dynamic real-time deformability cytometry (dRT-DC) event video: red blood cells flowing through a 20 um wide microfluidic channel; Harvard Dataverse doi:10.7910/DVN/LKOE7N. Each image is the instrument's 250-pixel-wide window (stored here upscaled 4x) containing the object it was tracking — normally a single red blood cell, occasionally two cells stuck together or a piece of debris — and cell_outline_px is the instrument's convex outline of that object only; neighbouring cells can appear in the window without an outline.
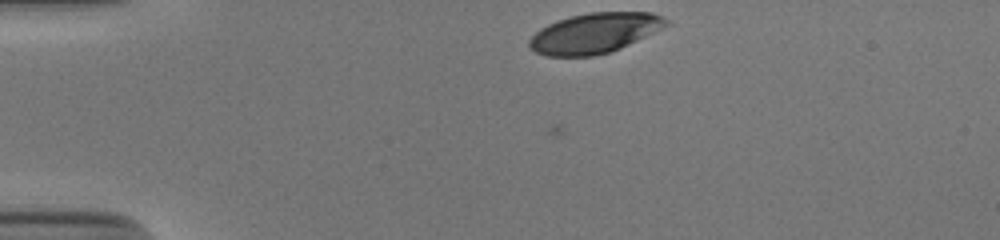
{"species": "human", "species_latin": "Homo sapiens", "temperature_condition": "cold", "stored_images_in_passage": 33, "camera_frame_rate_fps": 3000, "um_per_image_px": 0.085, "donor": {"sex": "male"}, "frame": {"image": 1, "passage_image": 1, "time_ms": 0.0, "image_size_px": [1000, 240], "cell_outline_px": [[672, 24], [664, 28], [612, 52], [592, 56], [544, 56], [528, 48], [528, 40], [540, 28], [556, 20], [588, 12], [652, 12], [668, 20]], "centroid_in_image_um": [50.54, 2.82], "position_along_channel_um": 34.5, "area_um2": 32.31}}
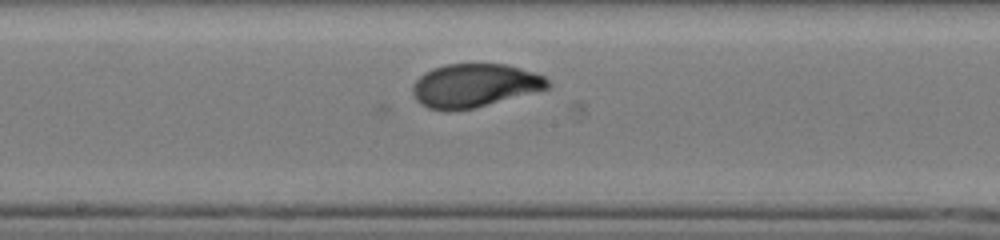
{"frame": {"image": 2, "passage_image": 19, "time_ms": 6.0, "image_size_px": [1000, 240], "cell_outline_px": [[548, 88], [476, 108], [428, 108], [420, 104], [416, 100], [412, 92], [412, 84], [424, 72], [432, 68], [444, 64], [504, 64], [520, 68], [544, 76], [548, 80]], "centroid_in_image_um": [40.3, 7.24], "position_along_channel_um": 207.9, "area_um2": 33.64}}
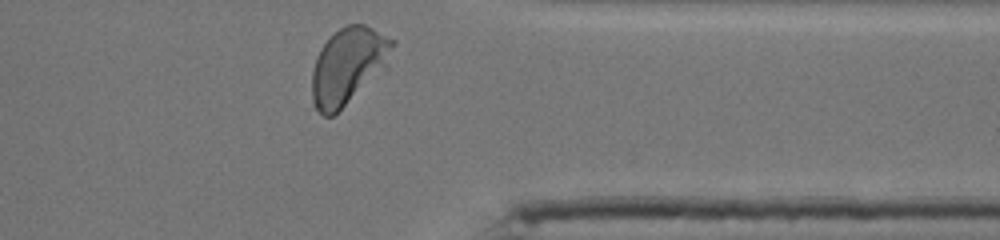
{"frame": {"image": 3, "passage_image": 33, "time_ms": 10.667, "image_size_px": [1000, 240], "cell_outline_px": [[396, 44], [344, 104], [332, 116], [324, 116], [312, 104], [312, 72], [316, 56], [320, 48], [340, 28], [348, 24], [364, 24], [396, 40]], "centroid_in_image_um": [29.45, 5.51], "position_along_channel_um": 382.0, "area_um2": 33.06}, "authors_computed_cell_mechanics": {"area_um2": 34.3332, "velocity_mm_per_s": 3.859, "shape_relaxation_time_tau1_ms": 4.0623, "shape_relaxation_time_tau2_ms": null, "deformation_change_tau1": 0.1986, "deformation_change_tau2": null}}